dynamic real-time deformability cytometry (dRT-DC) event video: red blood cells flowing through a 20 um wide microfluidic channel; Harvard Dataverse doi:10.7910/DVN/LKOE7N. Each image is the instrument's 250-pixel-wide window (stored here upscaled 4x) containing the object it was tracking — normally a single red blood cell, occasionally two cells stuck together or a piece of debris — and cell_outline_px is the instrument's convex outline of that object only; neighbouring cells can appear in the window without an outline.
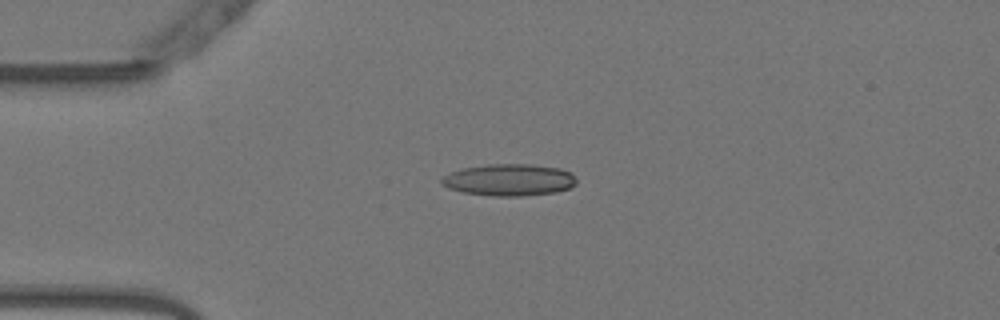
{"species": "Egyptian fruit bat (a non-hibernating species)", "species_latin": "Rousettus aegyptiacus", "temperature_condition": "warm", "stored_images_in_passage": 52, "camera_frame_rate_fps": 3000, "um_per_image_px": 0.085, "animal": {"sex": "female"}, "frame": {"image": 1, "passage_image": 12, "time_ms": 3.667, "image_size_px": [1000, 320], "cell_outline_px": [[576, 184], [568, 188], [556, 192], [520, 196], [492, 196], [464, 192], [448, 188], [440, 184], [440, 180], [444, 176], [460, 168], [488, 164], [532, 164], [560, 168], [568, 172], [576, 180]], "centroid_in_image_um": [43.24, 15.29], "position_along_channel_um": 41.8, "area_um2": 24.97}}
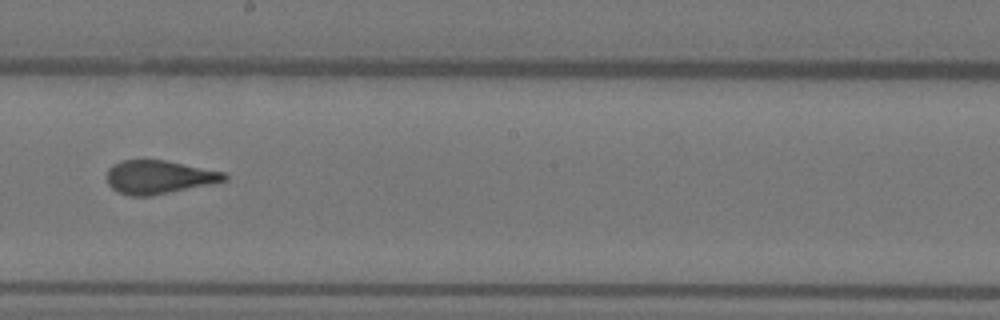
{"frame": {"image": 2, "passage_image": 29, "time_ms": 9.333, "image_size_px": [1000, 320], "cell_outline_px": [[228, 180], [212, 184], [152, 196], [128, 196], [112, 188], [108, 184], [108, 168], [112, 164], [120, 160], [164, 160], [224, 172], [228, 176]], "centroid_in_image_um": [13.51, 15.06], "position_along_channel_um": 234.7, "area_um2": 22.95}}
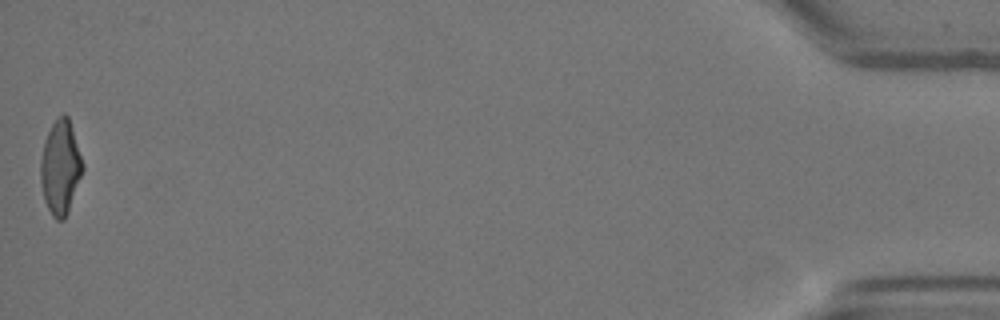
{"frame": {"image": 3, "passage_image": 52, "time_ms": 17.0, "image_size_px": [1000, 320], "cell_outline_px": [[84, 168], [68, 212], [64, 220], [56, 220], [52, 216], [44, 200], [40, 180], [40, 160], [44, 140], [56, 116], [64, 112], [68, 116], [84, 164]], "centroid_in_image_um": [5.13, 14.21], "position_along_channel_um": 430.1, "area_um2": 23.24}, "authors_computed_cell_mechanics": {"area_um2": 23.3512, "velocity_mm_per_s": 3.8169, "shape_relaxation_time_tau1_ms": 8.1863, "shape_relaxation_time_tau2_ms": 1.2004, "deformation_change_tau1": 0.2438, "deformation_change_tau2": 0.0881}}